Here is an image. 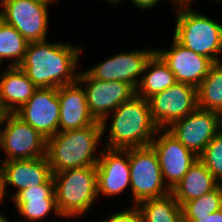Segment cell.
<instances>
[{"mask_svg":"<svg viewBox=\"0 0 222 222\" xmlns=\"http://www.w3.org/2000/svg\"><path fill=\"white\" fill-rule=\"evenodd\" d=\"M46 41L29 42L19 67L37 88H58L76 82L82 49L70 43Z\"/></svg>","mask_w":222,"mask_h":222,"instance_id":"obj_1","label":"cell"},{"mask_svg":"<svg viewBox=\"0 0 222 222\" xmlns=\"http://www.w3.org/2000/svg\"><path fill=\"white\" fill-rule=\"evenodd\" d=\"M3 125H0V147H1V144H2V132H3Z\"/></svg>","mask_w":222,"mask_h":222,"instance_id":"obj_37","label":"cell"},{"mask_svg":"<svg viewBox=\"0 0 222 222\" xmlns=\"http://www.w3.org/2000/svg\"><path fill=\"white\" fill-rule=\"evenodd\" d=\"M147 100L152 120L159 129L168 128L198 107L197 88L186 83L176 82Z\"/></svg>","mask_w":222,"mask_h":222,"instance_id":"obj_9","label":"cell"},{"mask_svg":"<svg viewBox=\"0 0 222 222\" xmlns=\"http://www.w3.org/2000/svg\"><path fill=\"white\" fill-rule=\"evenodd\" d=\"M104 1L112 3V5H113V4H118L122 0H104Z\"/></svg>","mask_w":222,"mask_h":222,"instance_id":"obj_36","label":"cell"},{"mask_svg":"<svg viewBox=\"0 0 222 222\" xmlns=\"http://www.w3.org/2000/svg\"><path fill=\"white\" fill-rule=\"evenodd\" d=\"M5 174V187H15L10 201L22 190L46 184L52 177L47 156L28 160L2 161Z\"/></svg>","mask_w":222,"mask_h":222,"instance_id":"obj_18","label":"cell"},{"mask_svg":"<svg viewBox=\"0 0 222 222\" xmlns=\"http://www.w3.org/2000/svg\"><path fill=\"white\" fill-rule=\"evenodd\" d=\"M101 122L88 127L62 131L47 139L46 156L52 174L66 169L97 166L100 158L95 153L102 139Z\"/></svg>","mask_w":222,"mask_h":222,"instance_id":"obj_2","label":"cell"},{"mask_svg":"<svg viewBox=\"0 0 222 222\" xmlns=\"http://www.w3.org/2000/svg\"><path fill=\"white\" fill-rule=\"evenodd\" d=\"M38 88L19 66H9L0 76V97L11 113H16Z\"/></svg>","mask_w":222,"mask_h":222,"instance_id":"obj_20","label":"cell"},{"mask_svg":"<svg viewBox=\"0 0 222 222\" xmlns=\"http://www.w3.org/2000/svg\"><path fill=\"white\" fill-rule=\"evenodd\" d=\"M193 0H172V2L175 4V6L178 5H192Z\"/></svg>","mask_w":222,"mask_h":222,"instance_id":"obj_33","label":"cell"},{"mask_svg":"<svg viewBox=\"0 0 222 222\" xmlns=\"http://www.w3.org/2000/svg\"><path fill=\"white\" fill-rule=\"evenodd\" d=\"M60 116L58 132L71 131L93 125L83 86L78 82L58 87Z\"/></svg>","mask_w":222,"mask_h":222,"instance_id":"obj_17","label":"cell"},{"mask_svg":"<svg viewBox=\"0 0 222 222\" xmlns=\"http://www.w3.org/2000/svg\"><path fill=\"white\" fill-rule=\"evenodd\" d=\"M198 108L222 112V62H215L197 88Z\"/></svg>","mask_w":222,"mask_h":222,"instance_id":"obj_24","label":"cell"},{"mask_svg":"<svg viewBox=\"0 0 222 222\" xmlns=\"http://www.w3.org/2000/svg\"><path fill=\"white\" fill-rule=\"evenodd\" d=\"M145 222H183L182 208L174 194L145 199L137 204Z\"/></svg>","mask_w":222,"mask_h":222,"instance_id":"obj_23","label":"cell"},{"mask_svg":"<svg viewBox=\"0 0 222 222\" xmlns=\"http://www.w3.org/2000/svg\"><path fill=\"white\" fill-rule=\"evenodd\" d=\"M16 114L45 139L54 136L60 116L58 88H38Z\"/></svg>","mask_w":222,"mask_h":222,"instance_id":"obj_14","label":"cell"},{"mask_svg":"<svg viewBox=\"0 0 222 222\" xmlns=\"http://www.w3.org/2000/svg\"><path fill=\"white\" fill-rule=\"evenodd\" d=\"M168 65L178 83H186L198 88L214 62L203 55L183 47L174 38L169 49L155 50Z\"/></svg>","mask_w":222,"mask_h":222,"instance_id":"obj_15","label":"cell"},{"mask_svg":"<svg viewBox=\"0 0 222 222\" xmlns=\"http://www.w3.org/2000/svg\"><path fill=\"white\" fill-rule=\"evenodd\" d=\"M183 222H193L222 208V184L202 197L185 202L182 206Z\"/></svg>","mask_w":222,"mask_h":222,"instance_id":"obj_26","label":"cell"},{"mask_svg":"<svg viewBox=\"0 0 222 222\" xmlns=\"http://www.w3.org/2000/svg\"><path fill=\"white\" fill-rule=\"evenodd\" d=\"M198 159L222 184V133L219 132L206 146Z\"/></svg>","mask_w":222,"mask_h":222,"instance_id":"obj_27","label":"cell"},{"mask_svg":"<svg viewBox=\"0 0 222 222\" xmlns=\"http://www.w3.org/2000/svg\"><path fill=\"white\" fill-rule=\"evenodd\" d=\"M220 132L222 133V112L219 113Z\"/></svg>","mask_w":222,"mask_h":222,"instance_id":"obj_35","label":"cell"},{"mask_svg":"<svg viewBox=\"0 0 222 222\" xmlns=\"http://www.w3.org/2000/svg\"><path fill=\"white\" fill-rule=\"evenodd\" d=\"M2 9H0V22L2 21Z\"/></svg>","mask_w":222,"mask_h":222,"instance_id":"obj_39","label":"cell"},{"mask_svg":"<svg viewBox=\"0 0 222 222\" xmlns=\"http://www.w3.org/2000/svg\"><path fill=\"white\" fill-rule=\"evenodd\" d=\"M2 20L17 29L28 42L47 40V0H0Z\"/></svg>","mask_w":222,"mask_h":222,"instance_id":"obj_8","label":"cell"},{"mask_svg":"<svg viewBox=\"0 0 222 222\" xmlns=\"http://www.w3.org/2000/svg\"><path fill=\"white\" fill-rule=\"evenodd\" d=\"M77 81L85 85L83 89L89 112L96 121L101 122L102 135L108 127V117L112 115L110 112L136 95V90L129 83L96 80L86 71L79 72Z\"/></svg>","mask_w":222,"mask_h":222,"instance_id":"obj_7","label":"cell"},{"mask_svg":"<svg viewBox=\"0 0 222 222\" xmlns=\"http://www.w3.org/2000/svg\"><path fill=\"white\" fill-rule=\"evenodd\" d=\"M185 147L199 156L220 132L219 113L196 108L166 128Z\"/></svg>","mask_w":222,"mask_h":222,"instance_id":"obj_12","label":"cell"},{"mask_svg":"<svg viewBox=\"0 0 222 222\" xmlns=\"http://www.w3.org/2000/svg\"><path fill=\"white\" fill-rule=\"evenodd\" d=\"M47 1H49V2H51V3H53V2H58V0H47Z\"/></svg>","mask_w":222,"mask_h":222,"instance_id":"obj_40","label":"cell"},{"mask_svg":"<svg viewBox=\"0 0 222 222\" xmlns=\"http://www.w3.org/2000/svg\"><path fill=\"white\" fill-rule=\"evenodd\" d=\"M176 26L173 38L183 47L221 62L222 25L192 9L191 5L176 6Z\"/></svg>","mask_w":222,"mask_h":222,"instance_id":"obj_4","label":"cell"},{"mask_svg":"<svg viewBox=\"0 0 222 222\" xmlns=\"http://www.w3.org/2000/svg\"><path fill=\"white\" fill-rule=\"evenodd\" d=\"M0 222H10V220L0 213Z\"/></svg>","mask_w":222,"mask_h":222,"instance_id":"obj_34","label":"cell"},{"mask_svg":"<svg viewBox=\"0 0 222 222\" xmlns=\"http://www.w3.org/2000/svg\"><path fill=\"white\" fill-rule=\"evenodd\" d=\"M106 148L129 149L149 146L159 129L151 117L148 100L134 95L111 112Z\"/></svg>","mask_w":222,"mask_h":222,"instance_id":"obj_3","label":"cell"},{"mask_svg":"<svg viewBox=\"0 0 222 222\" xmlns=\"http://www.w3.org/2000/svg\"><path fill=\"white\" fill-rule=\"evenodd\" d=\"M0 203L3 202L5 196H9L11 195L10 193H8V191L6 190L5 187V174H4V168L2 165V162H0Z\"/></svg>","mask_w":222,"mask_h":222,"instance_id":"obj_31","label":"cell"},{"mask_svg":"<svg viewBox=\"0 0 222 222\" xmlns=\"http://www.w3.org/2000/svg\"><path fill=\"white\" fill-rule=\"evenodd\" d=\"M141 77L136 95L146 100L176 83L174 74L156 52L147 61L144 75Z\"/></svg>","mask_w":222,"mask_h":222,"instance_id":"obj_22","label":"cell"},{"mask_svg":"<svg viewBox=\"0 0 222 222\" xmlns=\"http://www.w3.org/2000/svg\"><path fill=\"white\" fill-rule=\"evenodd\" d=\"M129 165L134 205L170 192L163 181L158 156L151 145L129 148Z\"/></svg>","mask_w":222,"mask_h":222,"instance_id":"obj_6","label":"cell"},{"mask_svg":"<svg viewBox=\"0 0 222 222\" xmlns=\"http://www.w3.org/2000/svg\"><path fill=\"white\" fill-rule=\"evenodd\" d=\"M193 222H222V208L208 216L199 217V219H196Z\"/></svg>","mask_w":222,"mask_h":222,"instance_id":"obj_29","label":"cell"},{"mask_svg":"<svg viewBox=\"0 0 222 222\" xmlns=\"http://www.w3.org/2000/svg\"><path fill=\"white\" fill-rule=\"evenodd\" d=\"M11 112L6 108L3 103V100L0 97V125H4L7 117Z\"/></svg>","mask_w":222,"mask_h":222,"instance_id":"obj_32","label":"cell"},{"mask_svg":"<svg viewBox=\"0 0 222 222\" xmlns=\"http://www.w3.org/2000/svg\"><path fill=\"white\" fill-rule=\"evenodd\" d=\"M101 222H145L144 216L137 205L130 209L121 210L120 212L112 213L107 219Z\"/></svg>","mask_w":222,"mask_h":222,"instance_id":"obj_28","label":"cell"},{"mask_svg":"<svg viewBox=\"0 0 222 222\" xmlns=\"http://www.w3.org/2000/svg\"><path fill=\"white\" fill-rule=\"evenodd\" d=\"M156 134L150 145L158 156L163 181L171 191L198 160V156L167 129H158Z\"/></svg>","mask_w":222,"mask_h":222,"instance_id":"obj_11","label":"cell"},{"mask_svg":"<svg viewBox=\"0 0 222 222\" xmlns=\"http://www.w3.org/2000/svg\"><path fill=\"white\" fill-rule=\"evenodd\" d=\"M11 201L25 219L17 222H40L51 211L61 217L56 205L53 177L46 184L20 191Z\"/></svg>","mask_w":222,"mask_h":222,"instance_id":"obj_19","label":"cell"},{"mask_svg":"<svg viewBox=\"0 0 222 222\" xmlns=\"http://www.w3.org/2000/svg\"><path fill=\"white\" fill-rule=\"evenodd\" d=\"M219 185L220 182L198 159L171 192L179 205L182 206L185 202L211 192Z\"/></svg>","mask_w":222,"mask_h":222,"instance_id":"obj_21","label":"cell"},{"mask_svg":"<svg viewBox=\"0 0 222 222\" xmlns=\"http://www.w3.org/2000/svg\"><path fill=\"white\" fill-rule=\"evenodd\" d=\"M155 50L120 52L85 71L96 80L126 82L136 90L142 78L140 75Z\"/></svg>","mask_w":222,"mask_h":222,"instance_id":"obj_13","label":"cell"},{"mask_svg":"<svg viewBox=\"0 0 222 222\" xmlns=\"http://www.w3.org/2000/svg\"><path fill=\"white\" fill-rule=\"evenodd\" d=\"M214 2H216V3H222V0H213Z\"/></svg>","mask_w":222,"mask_h":222,"instance_id":"obj_38","label":"cell"},{"mask_svg":"<svg viewBox=\"0 0 222 222\" xmlns=\"http://www.w3.org/2000/svg\"><path fill=\"white\" fill-rule=\"evenodd\" d=\"M57 209L61 218L86 215L97 197L96 166L66 169L53 174Z\"/></svg>","mask_w":222,"mask_h":222,"instance_id":"obj_5","label":"cell"},{"mask_svg":"<svg viewBox=\"0 0 222 222\" xmlns=\"http://www.w3.org/2000/svg\"><path fill=\"white\" fill-rule=\"evenodd\" d=\"M3 126L1 149L7 155L2 161L28 160L46 156L47 139L16 113H10Z\"/></svg>","mask_w":222,"mask_h":222,"instance_id":"obj_10","label":"cell"},{"mask_svg":"<svg viewBox=\"0 0 222 222\" xmlns=\"http://www.w3.org/2000/svg\"><path fill=\"white\" fill-rule=\"evenodd\" d=\"M96 169L97 197L120 195L130 186L129 149L103 148Z\"/></svg>","mask_w":222,"mask_h":222,"instance_id":"obj_16","label":"cell"},{"mask_svg":"<svg viewBox=\"0 0 222 222\" xmlns=\"http://www.w3.org/2000/svg\"><path fill=\"white\" fill-rule=\"evenodd\" d=\"M133 2V4L141 9H151L153 7H155L156 5H158L157 3L160 2V0H131ZM172 3V0H171Z\"/></svg>","mask_w":222,"mask_h":222,"instance_id":"obj_30","label":"cell"},{"mask_svg":"<svg viewBox=\"0 0 222 222\" xmlns=\"http://www.w3.org/2000/svg\"><path fill=\"white\" fill-rule=\"evenodd\" d=\"M29 42L13 26L0 22V66L5 59H12L10 66H19L24 59Z\"/></svg>","mask_w":222,"mask_h":222,"instance_id":"obj_25","label":"cell"}]
</instances>
